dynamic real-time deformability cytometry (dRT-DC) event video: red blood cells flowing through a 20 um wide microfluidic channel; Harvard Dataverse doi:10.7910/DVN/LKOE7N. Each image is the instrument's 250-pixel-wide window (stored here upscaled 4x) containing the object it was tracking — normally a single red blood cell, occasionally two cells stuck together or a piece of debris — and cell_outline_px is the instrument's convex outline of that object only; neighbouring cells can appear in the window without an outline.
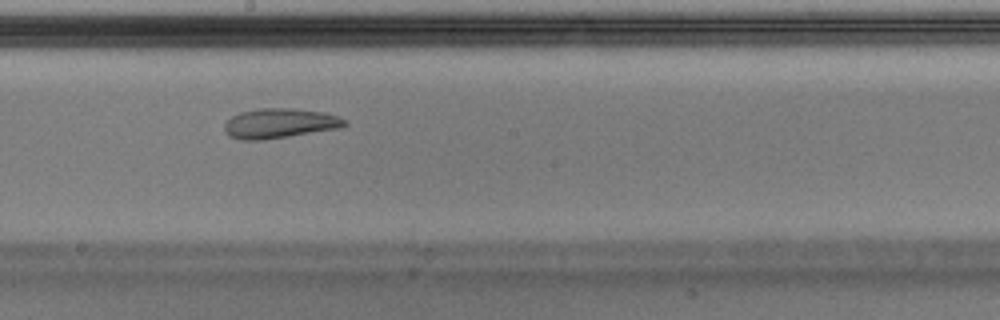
{"species": "Egyptian fruit bat (a non-hibernating species)", "species_latin": "Rousettus aegyptiacus", "temperature_condition": "warm", "stored_images_in_passage": 37, "camera_frame_rate_fps": 3000, "um_per_image_px": 0.085, "animal": {"sex": "male"}, "frame": {"image": 1, "passage_image": 16, "time_ms": 5.0, "image_size_px": [1000, 320], "cell_outline_px": [[348, 124], [340, 128], [264, 140], [240, 140], [228, 136], [224, 132], [224, 124], [232, 116], [240, 112], [260, 108], [292, 108], [324, 112], [348, 120]], "centroid_in_image_um": [23.76, 10.49], "position_along_channel_um": 224.4, "area_um2": 21.04}}
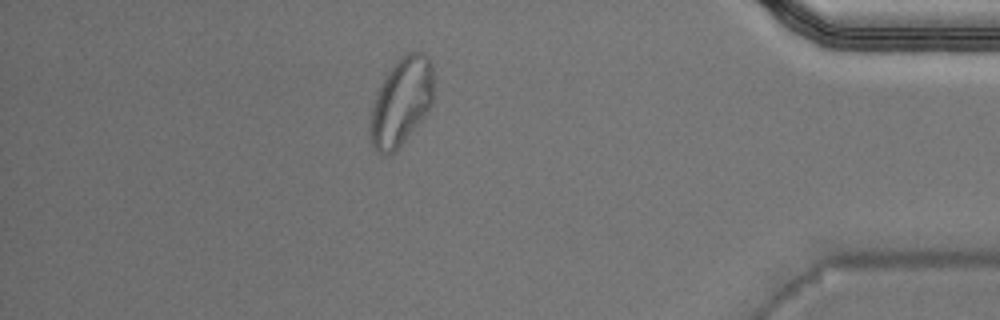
{"frame": {"image": 2, "passage_image": 32, "time_ms": 10.333, "image_size_px": [1000, 320], "cell_outline_px": [[432, 104], [428, 112], [392, 156], [384, 156], [376, 152], [372, 148], [372, 108], [376, 96], [384, 76], [396, 60], [400, 56], [408, 52], [424, 52], [428, 56], [432, 64]], "centroid_in_image_um": [34.13, 8.65], "position_along_channel_um": 401.1, "area_um2": 32.31}}